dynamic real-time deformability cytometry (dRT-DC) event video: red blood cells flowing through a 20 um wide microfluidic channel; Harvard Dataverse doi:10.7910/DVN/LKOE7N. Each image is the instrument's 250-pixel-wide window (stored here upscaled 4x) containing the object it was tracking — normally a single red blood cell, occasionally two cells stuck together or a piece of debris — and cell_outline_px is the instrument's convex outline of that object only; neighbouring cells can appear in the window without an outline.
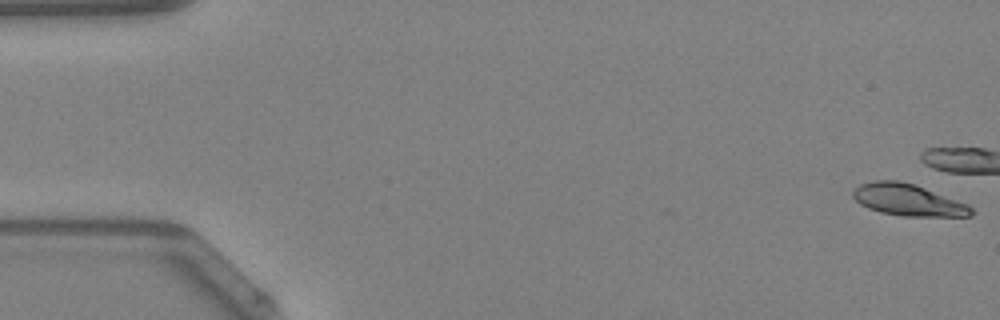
{"species": "Egyptian fruit bat (a non-hibernating species)", "species_latin": "Rousettus aegyptiacus", "temperature_condition": "warm", "stored_images_in_passage": 8, "camera_frame_rate_fps": 3000, "um_per_image_px": 0.085, "animal": {"sex": "female"}, "frame": {"image": 1, "passage_image": 1, "time_ms": 0.0, "image_size_px": [1000, 320], "cell_outline_px": [[972, 216], [900, 216], [880, 212], [868, 208], [860, 204], [852, 196], [852, 192], [860, 184], [872, 180], [900, 180], [916, 184], [968, 204], [972, 208]], "centroid_in_image_um": [77.17, 16.98], "position_along_channel_um": 7.8, "area_um2": 22.02}}